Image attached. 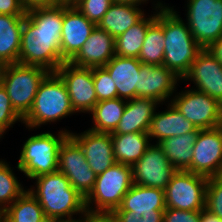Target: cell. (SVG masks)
Masks as SVG:
<instances>
[{
	"instance_id": "cell-42",
	"label": "cell",
	"mask_w": 222,
	"mask_h": 222,
	"mask_svg": "<svg viewBox=\"0 0 222 222\" xmlns=\"http://www.w3.org/2000/svg\"><path fill=\"white\" fill-rule=\"evenodd\" d=\"M59 222H101V217L91 216L87 213L78 219L60 220Z\"/></svg>"
},
{
	"instance_id": "cell-34",
	"label": "cell",
	"mask_w": 222,
	"mask_h": 222,
	"mask_svg": "<svg viewBox=\"0 0 222 222\" xmlns=\"http://www.w3.org/2000/svg\"><path fill=\"white\" fill-rule=\"evenodd\" d=\"M205 210L222 220V176L208 178Z\"/></svg>"
},
{
	"instance_id": "cell-15",
	"label": "cell",
	"mask_w": 222,
	"mask_h": 222,
	"mask_svg": "<svg viewBox=\"0 0 222 222\" xmlns=\"http://www.w3.org/2000/svg\"><path fill=\"white\" fill-rule=\"evenodd\" d=\"M179 81L181 79L165 65L141 64L136 97L153 99L162 105L170 102Z\"/></svg>"
},
{
	"instance_id": "cell-27",
	"label": "cell",
	"mask_w": 222,
	"mask_h": 222,
	"mask_svg": "<svg viewBox=\"0 0 222 222\" xmlns=\"http://www.w3.org/2000/svg\"><path fill=\"white\" fill-rule=\"evenodd\" d=\"M116 162L133 166L151 145L148 133H111Z\"/></svg>"
},
{
	"instance_id": "cell-33",
	"label": "cell",
	"mask_w": 222,
	"mask_h": 222,
	"mask_svg": "<svg viewBox=\"0 0 222 222\" xmlns=\"http://www.w3.org/2000/svg\"><path fill=\"white\" fill-rule=\"evenodd\" d=\"M97 101L117 98V88L109 72L104 67L92 68Z\"/></svg>"
},
{
	"instance_id": "cell-39",
	"label": "cell",
	"mask_w": 222,
	"mask_h": 222,
	"mask_svg": "<svg viewBox=\"0 0 222 222\" xmlns=\"http://www.w3.org/2000/svg\"><path fill=\"white\" fill-rule=\"evenodd\" d=\"M26 11L22 0H0L1 15H26Z\"/></svg>"
},
{
	"instance_id": "cell-38",
	"label": "cell",
	"mask_w": 222,
	"mask_h": 222,
	"mask_svg": "<svg viewBox=\"0 0 222 222\" xmlns=\"http://www.w3.org/2000/svg\"><path fill=\"white\" fill-rule=\"evenodd\" d=\"M163 222H201V211L166 208L163 214Z\"/></svg>"
},
{
	"instance_id": "cell-16",
	"label": "cell",
	"mask_w": 222,
	"mask_h": 222,
	"mask_svg": "<svg viewBox=\"0 0 222 222\" xmlns=\"http://www.w3.org/2000/svg\"><path fill=\"white\" fill-rule=\"evenodd\" d=\"M182 80L193 82V89L208 94L222 104V65L207 49L199 52Z\"/></svg>"
},
{
	"instance_id": "cell-47",
	"label": "cell",
	"mask_w": 222,
	"mask_h": 222,
	"mask_svg": "<svg viewBox=\"0 0 222 222\" xmlns=\"http://www.w3.org/2000/svg\"><path fill=\"white\" fill-rule=\"evenodd\" d=\"M57 4L73 5V0H54V5Z\"/></svg>"
},
{
	"instance_id": "cell-8",
	"label": "cell",
	"mask_w": 222,
	"mask_h": 222,
	"mask_svg": "<svg viewBox=\"0 0 222 222\" xmlns=\"http://www.w3.org/2000/svg\"><path fill=\"white\" fill-rule=\"evenodd\" d=\"M208 177L176 171L164 189L166 208L185 211L205 210Z\"/></svg>"
},
{
	"instance_id": "cell-11",
	"label": "cell",
	"mask_w": 222,
	"mask_h": 222,
	"mask_svg": "<svg viewBox=\"0 0 222 222\" xmlns=\"http://www.w3.org/2000/svg\"><path fill=\"white\" fill-rule=\"evenodd\" d=\"M58 171L63 173L71 186L85 198L93 190L97 174L88 165L80 145L70 135L60 146Z\"/></svg>"
},
{
	"instance_id": "cell-12",
	"label": "cell",
	"mask_w": 222,
	"mask_h": 222,
	"mask_svg": "<svg viewBox=\"0 0 222 222\" xmlns=\"http://www.w3.org/2000/svg\"><path fill=\"white\" fill-rule=\"evenodd\" d=\"M66 85L71 107L75 113H89L96 105L92 68L80 67L64 62L55 71Z\"/></svg>"
},
{
	"instance_id": "cell-41",
	"label": "cell",
	"mask_w": 222,
	"mask_h": 222,
	"mask_svg": "<svg viewBox=\"0 0 222 222\" xmlns=\"http://www.w3.org/2000/svg\"><path fill=\"white\" fill-rule=\"evenodd\" d=\"M23 4L28 9L35 6L54 5V0H23Z\"/></svg>"
},
{
	"instance_id": "cell-49",
	"label": "cell",
	"mask_w": 222,
	"mask_h": 222,
	"mask_svg": "<svg viewBox=\"0 0 222 222\" xmlns=\"http://www.w3.org/2000/svg\"><path fill=\"white\" fill-rule=\"evenodd\" d=\"M101 222H108L106 218L101 217Z\"/></svg>"
},
{
	"instance_id": "cell-21",
	"label": "cell",
	"mask_w": 222,
	"mask_h": 222,
	"mask_svg": "<svg viewBox=\"0 0 222 222\" xmlns=\"http://www.w3.org/2000/svg\"><path fill=\"white\" fill-rule=\"evenodd\" d=\"M141 64L138 58L115 55L104 66L116 85L118 98L126 101L136 98Z\"/></svg>"
},
{
	"instance_id": "cell-3",
	"label": "cell",
	"mask_w": 222,
	"mask_h": 222,
	"mask_svg": "<svg viewBox=\"0 0 222 222\" xmlns=\"http://www.w3.org/2000/svg\"><path fill=\"white\" fill-rule=\"evenodd\" d=\"M174 6L163 7V33L165 37V65L181 80L203 49L192 36L187 23L175 11Z\"/></svg>"
},
{
	"instance_id": "cell-25",
	"label": "cell",
	"mask_w": 222,
	"mask_h": 222,
	"mask_svg": "<svg viewBox=\"0 0 222 222\" xmlns=\"http://www.w3.org/2000/svg\"><path fill=\"white\" fill-rule=\"evenodd\" d=\"M154 3L156 12L145 15L137 24L131 26L126 32L115 38V55L120 57L138 58L148 27L156 20L157 10L163 8L165 3L160 0Z\"/></svg>"
},
{
	"instance_id": "cell-22",
	"label": "cell",
	"mask_w": 222,
	"mask_h": 222,
	"mask_svg": "<svg viewBox=\"0 0 222 222\" xmlns=\"http://www.w3.org/2000/svg\"><path fill=\"white\" fill-rule=\"evenodd\" d=\"M161 104L153 99L136 97L126 101L124 113L111 133H148L156 108Z\"/></svg>"
},
{
	"instance_id": "cell-48",
	"label": "cell",
	"mask_w": 222,
	"mask_h": 222,
	"mask_svg": "<svg viewBox=\"0 0 222 222\" xmlns=\"http://www.w3.org/2000/svg\"><path fill=\"white\" fill-rule=\"evenodd\" d=\"M0 222H4L3 210L0 208Z\"/></svg>"
},
{
	"instance_id": "cell-23",
	"label": "cell",
	"mask_w": 222,
	"mask_h": 222,
	"mask_svg": "<svg viewBox=\"0 0 222 222\" xmlns=\"http://www.w3.org/2000/svg\"><path fill=\"white\" fill-rule=\"evenodd\" d=\"M165 209L163 189L133 184L114 211L151 212Z\"/></svg>"
},
{
	"instance_id": "cell-9",
	"label": "cell",
	"mask_w": 222,
	"mask_h": 222,
	"mask_svg": "<svg viewBox=\"0 0 222 222\" xmlns=\"http://www.w3.org/2000/svg\"><path fill=\"white\" fill-rule=\"evenodd\" d=\"M186 8L192 36L207 49L222 36V0H187Z\"/></svg>"
},
{
	"instance_id": "cell-28",
	"label": "cell",
	"mask_w": 222,
	"mask_h": 222,
	"mask_svg": "<svg viewBox=\"0 0 222 222\" xmlns=\"http://www.w3.org/2000/svg\"><path fill=\"white\" fill-rule=\"evenodd\" d=\"M198 132L168 137L158 143L164 155L177 171H187L192 163L193 146Z\"/></svg>"
},
{
	"instance_id": "cell-43",
	"label": "cell",
	"mask_w": 222,
	"mask_h": 222,
	"mask_svg": "<svg viewBox=\"0 0 222 222\" xmlns=\"http://www.w3.org/2000/svg\"><path fill=\"white\" fill-rule=\"evenodd\" d=\"M201 222H222L218 217L210 214L208 211H201Z\"/></svg>"
},
{
	"instance_id": "cell-37",
	"label": "cell",
	"mask_w": 222,
	"mask_h": 222,
	"mask_svg": "<svg viewBox=\"0 0 222 222\" xmlns=\"http://www.w3.org/2000/svg\"><path fill=\"white\" fill-rule=\"evenodd\" d=\"M163 214L164 211H113L106 219L108 222H163Z\"/></svg>"
},
{
	"instance_id": "cell-40",
	"label": "cell",
	"mask_w": 222,
	"mask_h": 222,
	"mask_svg": "<svg viewBox=\"0 0 222 222\" xmlns=\"http://www.w3.org/2000/svg\"><path fill=\"white\" fill-rule=\"evenodd\" d=\"M207 50L215 57V59L222 65V36L214 41Z\"/></svg>"
},
{
	"instance_id": "cell-5",
	"label": "cell",
	"mask_w": 222,
	"mask_h": 222,
	"mask_svg": "<svg viewBox=\"0 0 222 222\" xmlns=\"http://www.w3.org/2000/svg\"><path fill=\"white\" fill-rule=\"evenodd\" d=\"M133 184L132 166L116 162L97 175L93 190L85 198L87 213L107 218L120 206Z\"/></svg>"
},
{
	"instance_id": "cell-44",
	"label": "cell",
	"mask_w": 222,
	"mask_h": 222,
	"mask_svg": "<svg viewBox=\"0 0 222 222\" xmlns=\"http://www.w3.org/2000/svg\"><path fill=\"white\" fill-rule=\"evenodd\" d=\"M149 0H112L113 3H122V4H132L136 6H141L142 4H146Z\"/></svg>"
},
{
	"instance_id": "cell-24",
	"label": "cell",
	"mask_w": 222,
	"mask_h": 222,
	"mask_svg": "<svg viewBox=\"0 0 222 222\" xmlns=\"http://www.w3.org/2000/svg\"><path fill=\"white\" fill-rule=\"evenodd\" d=\"M25 15L0 14V61L19 63L21 31Z\"/></svg>"
},
{
	"instance_id": "cell-20",
	"label": "cell",
	"mask_w": 222,
	"mask_h": 222,
	"mask_svg": "<svg viewBox=\"0 0 222 222\" xmlns=\"http://www.w3.org/2000/svg\"><path fill=\"white\" fill-rule=\"evenodd\" d=\"M167 104L166 111L155 112L151 120L148 131L150 141L156 140L155 142L158 144L168 137L199 132V129L186 119L171 102Z\"/></svg>"
},
{
	"instance_id": "cell-29",
	"label": "cell",
	"mask_w": 222,
	"mask_h": 222,
	"mask_svg": "<svg viewBox=\"0 0 222 222\" xmlns=\"http://www.w3.org/2000/svg\"><path fill=\"white\" fill-rule=\"evenodd\" d=\"M164 47L163 8H161L157 10L156 20L147 29L138 60L142 64L163 65Z\"/></svg>"
},
{
	"instance_id": "cell-1",
	"label": "cell",
	"mask_w": 222,
	"mask_h": 222,
	"mask_svg": "<svg viewBox=\"0 0 222 222\" xmlns=\"http://www.w3.org/2000/svg\"><path fill=\"white\" fill-rule=\"evenodd\" d=\"M64 4L28 8L21 31L19 63L55 72L65 61L61 56Z\"/></svg>"
},
{
	"instance_id": "cell-10",
	"label": "cell",
	"mask_w": 222,
	"mask_h": 222,
	"mask_svg": "<svg viewBox=\"0 0 222 222\" xmlns=\"http://www.w3.org/2000/svg\"><path fill=\"white\" fill-rule=\"evenodd\" d=\"M179 92L170 98V102L198 129H211L220 125L222 104L219 101L193 89V86Z\"/></svg>"
},
{
	"instance_id": "cell-26",
	"label": "cell",
	"mask_w": 222,
	"mask_h": 222,
	"mask_svg": "<svg viewBox=\"0 0 222 222\" xmlns=\"http://www.w3.org/2000/svg\"><path fill=\"white\" fill-rule=\"evenodd\" d=\"M145 15L139 6L113 3L97 26L106 30L115 39L137 24Z\"/></svg>"
},
{
	"instance_id": "cell-46",
	"label": "cell",
	"mask_w": 222,
	"mask_h": 222,
	"mask_svg": "<svg viewBox=\"0 0 222 222\" xmlns=\"http://www.w3.org/2000/svg\"><path fill=\"white\" fill-rule=\"evenodd\" d=\"M60 220L54 217L44 216L39 222H59Z\"/></svg>"
},
{
	"instance_id": "cell-19",
	"label": "cell",
	"mask_w": 222,
	"mask_h": 222,
	"mask_svg": "<svg viewBox=\"0 0 222 222\" xmlns=\"http://www.w3.org/2000/svg\"><path fill=\"white\" fill-rule=\"evenodd\" d=\"M114 56L115 39L106 30L96 26L70 62L80 67H104Z\"/></svg>"
},
{
	"instance_id": "cell-17",
	"label": "cell",
	"mask_w": 222,
	"mask_h": 222,
	"mask_svg": "<svg viewBox=\"0 0 222 222\" xmlns=\"http://www.w3.org/2000/svg\"><path fill=\"white\" fill-rule=\"evenodd\" d=\"M96 26L74 5L64 4L60 48L65 62H70L78 54Z\"/></svg>"
},
{
	"instance_id": "cell-2",
	"label": "cell",
	"mask_w": 222,
	"mask_h": 222,
	"mask_svg": "<svg viewBox=\"0 0 222 222\" xmlns=\"http://www.w3.org/2000/svg\"><path fill=\"white\" fill-rule=\"evenodd\" d=\"M28 190L39 201L45 216L59 220L75 219L86 215L85 197L75 190L68 178L58 170L33 178ZM74 215V216H73Z\"/></svg>"
},
{
	"instance_id": "cell-32",
	"label": "cell",
	"mask_w": 222,
	"mask_h": 222,
	"mask_svg": "<svg viewBox=\"0 0 222 222\" xmlns=\"http://www.w3.org/2000/svg\"><path fill=\"white\" fill-rule=\"evenodd\" d=\"M11 168L8 162L0 159V208L3 211L27 190Z\"/></svg>"
},
{
	"instance_id": "cell-30",
	"label": "cell",
	"mask_w": 222,
	"mask_h": 222,
	"mask_svg": "<svg viewBox=\"0 0 222 222\" xmlns=\"http://www.w3.org/2000/svg\"><path fill=\"white\" fill-rule=\"evenodd\" d=\"M126 100L114 98L97 102L90 112L92 118L91 131L111 133L113 132L124 113Z\"/></svg>"
},
{
	"instance_id": "cell-4",
	"label": "cell",
	"mask_w": 222,
	"mask_h": 222,
	"mask_svg": "<svg viewBox=\"0 0 222 222\" xmlns=\"http://www.w3.org/2000/svg\"><path fill=\"white\" fill-rule=\"evenodd\" d=\"M76 114L71 107L67 88L56 72H49L40 83L33 106L23 118L28 130L55 123Z\"/></svg>"
},
{
	"instance_id": "cell-18",
	"label": "cell",
	"mask_w": 222,
	"mask_h": 222,
	"mask_svg": "<svg viewBox=\"0 0 222 222\" xmlns=\"http://www.w3.org/2000/svg\"><path fill=\"white\" fill-rule=\"evenodd\" d=\"M70 136L82 148L88 165L95 174H101L116 163L111 133L90 129L81 133L70 132Z\"/></svg>"
},
{
	"instance_id": "cell-50",
	"label": "cell",
	"mask_w": 222,
	"mask_h": 222,
	"mask_svg": "<svg viewBox=\"0 0 222 222\" xmlns=\"http://www.w3.org/2000/svg\"><path fill=\"white\" fill-rule=\"evenodd\" d=\"M219 128H220L221 131H222V120H221V122H220Z\"/></svg>"
},
{
	"instance_id": "cell-31",
	"label": "cell",
	"mask_w": 222,
	"mask_h": 222,
	"mask_svg": "<svg viewBox=\"0 0 222 222\" xmlns=\"http://www.w3.org/2000/svg\"><path fill=\"white\" fill-rule=\"evenodd\" d=\"M44 216L39 201L28 189L3 211L4 222H39Z\"/></svg>"
},
{
	"instance_id": "cell-45",
	"label": "cell",
	"mask_w": 222,
	"mask_h": 222,
	"mask_svg": "<svg viewBox=\"0 0 222 222\" xmlns=\"http://www.w3.org/2000/svg\"><path fill=\"white\" fill-rule=\"evenodd\" d=\"M6 63L0 61V87L3 86V81H4V74H5V70L7 68Z\"/></svg>"
},
{
	"instance_id": "cell-35",
	"label": "cell",
	"mask_w": 222,
	"mask_h": 222,
	"mask_svg": "<svg viewBox=\"0 0 222 222\" xmlns=\"http://www.w3.org/2000/svg\"><path fill=\"white\" fill-rule=\"evenodd\" d=\"M23 123V118L12 107L10 98L6 89L0 87V135L4 137V133L8 132L9 128H13L15 123Z\"/></svg>"
},
{
	"instance_id": "cell-7",
	"label": "cell",
	"mask_w": 222,
	"mask_h": 222,
	"mask_svg": "<svg viewBox=\"0 0 222 222\" xmlns=\"http://www.w3.org/2000/svg\"><path fill=\"white\" fill-rule=\"evenodd\" d=\"M48 73L49 71L39 66L21 63L7 65L3 87L12 107L22 118L31 110L38 87Z\"/></svg>"
},
{
	"instance_id": "cell-6",
	"label": "cell",
	"mask_w": 222,
	"mask_h": 222,
	"mask_svg": "<svg viewBox=\"0 0 222 222\" xmlns=\"http://www.w3.org/2000/svg\"><path fill=\"white\" fill-rule=\"evenodd\" d=\"M70 131L62 129L56 136L52 132L31 135L22 145L16 168L33 179L58 170L59 149Z\"/></svg>"
},
{
	"instance_id": "cell-14",
	"label": "cell",
	"mask_w": 222,
	"mask_h": 222,
	"mask_svg": "<svg viewBox=\"0 0 222 222\" xmlns=\"http://www.w3.org/2000/svg\"><path fill=\"white\" fill-rule=\"evenodd\" d=\"M176 171L162 148L153 141L144 155L132 166L133 183L164 190Z\"/></svg>"
},
{
	"instance_id": "cell-36",
	"label": "cell",
	"mask_w": 222,
	"mask_h": 222,
	"mask_svg": "<svg viewBox=\"0 0 222 222\" xmlns=\"http://www.w3.org/2000/svg\"><path fill=\"white\" fill-rule=\"evenodd\" d=\"M112 4V0H78L74 6L89 21L98 25Z\"/></svg>"
},
{
	"instance_id": "cell-13",
	"label": "cell",
	"mask_w": 222,
	"mask_h": 222,
	"mask_svg": "<svg viewBox=\"0 0 222 222\" xmlns=\"http://www.w3.org/2000/svg\"><path fill=\"white\" fill-rule=\"evenodd\" d=\"M187 171L208 178L222 176V131L219 126L199 129L193 146L192 163Z\"/></svg>"
}]
</instances>
